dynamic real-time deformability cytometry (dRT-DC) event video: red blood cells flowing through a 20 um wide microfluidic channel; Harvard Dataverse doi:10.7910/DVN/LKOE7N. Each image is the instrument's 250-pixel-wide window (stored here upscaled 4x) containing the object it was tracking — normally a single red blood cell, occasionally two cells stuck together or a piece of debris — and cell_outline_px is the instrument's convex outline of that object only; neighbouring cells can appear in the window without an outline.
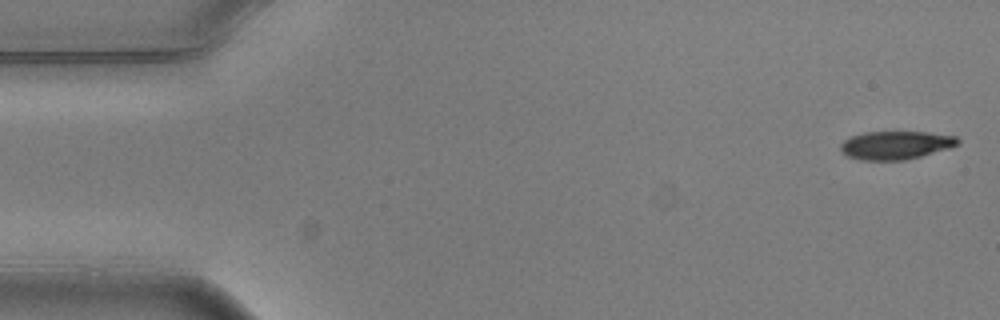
{"species": "common noctule bat (a hibernating species)", "species_latin": "Nyctalus noctula", "temperature_condition": "warm", "stored_images_in_passage": 4, "camera_frame_rate_fps": 3000, "um_per_image_px": 0.085, "animal": {"sex": "male", "body_mass_g": 20.5, "forearm_length_mm": 52.5}, "frame": {"image": 1, "passage_image": 1, "time_ms": 0.0, "image_size_px": [1000, 320], "cell_outline_px": [[960, 144], [948, 148], [920, 156], [904, 160], [860, 160], [848, 156], [840, 148], [840, 144], [844, 140], [852, 136], [864, 132], [928, 132], [956, 136], [960, 140]], "centroid_in_image_um": [76.15, 12.33], "position_along_channel_um": 8.9, "area_um2": 19.19}}
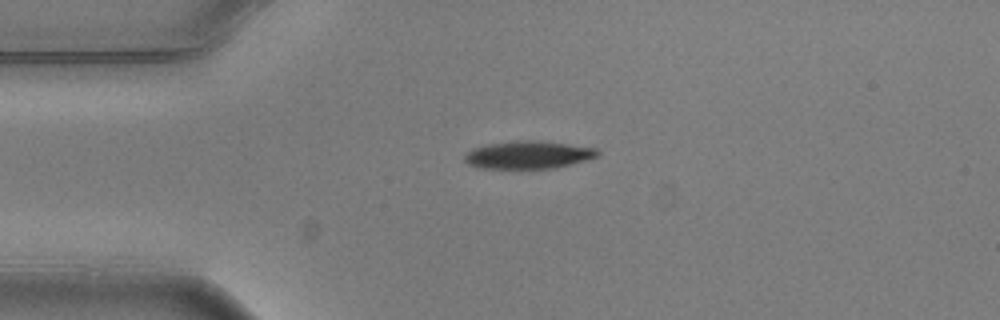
{"frame": {"image": 2, "passage_image": 4, "time_ms": 1.0, "image_size_px": [1000, 320], "cell_outline_px": [[600, 152], [596, 156], [588, 160], [556, 168], [480, 168], [468, 164], [464, 160], [464, 156], [472, 148], [488, 144], [516, 140], [544, 140], [596, 148]], "centroid_in_image_um": [44.92, 13.15], "position_along_channel_um": 40.1, "area_um2": 21.68}}